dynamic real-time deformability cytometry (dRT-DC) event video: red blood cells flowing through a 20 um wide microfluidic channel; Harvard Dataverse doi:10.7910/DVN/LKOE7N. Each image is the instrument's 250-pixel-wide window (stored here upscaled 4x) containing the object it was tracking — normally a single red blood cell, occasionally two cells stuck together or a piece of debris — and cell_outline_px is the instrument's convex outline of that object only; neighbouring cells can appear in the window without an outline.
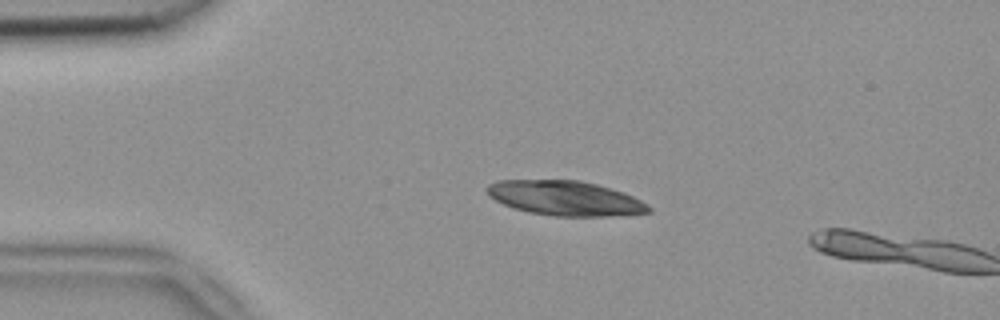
{"species": "common noctule bat (a hibernating species)", "species_latin": "Nyctalus noctula", "temperature_condition": "room temperature", "stored_images_in_passage": 3, "camera_frame_rate_fps": 3000, "um_per_image_px": 0.085, "animal": {"sex": "female", "body_mass_g": 18.4}, "frame": {"image": 1, "passage_image": 2, "time_ms": 0.333, "image_size_px": [1000, 320], "cell_outline_px": [[652, 212], [608, 216], [556, 216], [528, 212], [512, 208], [488, 196], [484, 188], [488, 184], [496, 180], [580, 180], [612, 188], [632, 196], [640, 200], [652, 208]], "centroid_in_image_um": [48.0, 16.84], "position_along_channel_um": 37.0, "area_um2": 32.77}}